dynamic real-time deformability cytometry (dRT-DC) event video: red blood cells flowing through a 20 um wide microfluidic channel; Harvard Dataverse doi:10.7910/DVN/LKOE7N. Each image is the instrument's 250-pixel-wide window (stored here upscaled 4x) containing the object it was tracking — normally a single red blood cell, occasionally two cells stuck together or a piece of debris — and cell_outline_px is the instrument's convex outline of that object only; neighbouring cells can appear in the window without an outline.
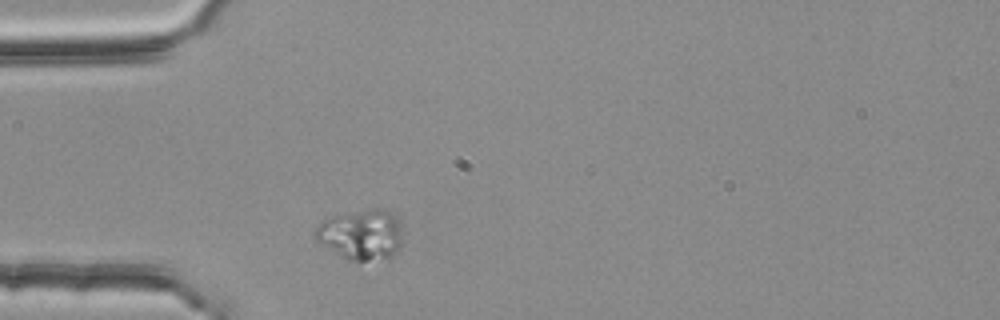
{"species": "common noctule bat (a hibernating species)", "species_latin": "Nyctalus noctula", "temperature_condition": "room temperature", "stored_images_in_passage": 1, "camera_frame_rate_fps": 3000, "um_per_image_px": 0.085, "animal": {"sex": "female", "body_mass_g": 25.1}, "frame": {"image": 1, "passage_image": 1, "time_ms": 0.0, "image_size_px": [1000, 320], "cell_outline_px": [[404, 240], [400, 248], [388, 260], [348, 260], [316, 240], [312, 232], [324, 220], [332, 216], [368, 208], [388, 208], [400, 220]], "centroid_in_image_um": [30.79, 19.92], "position_along_channel_um": 54.2, "area_um2": 26.24}}